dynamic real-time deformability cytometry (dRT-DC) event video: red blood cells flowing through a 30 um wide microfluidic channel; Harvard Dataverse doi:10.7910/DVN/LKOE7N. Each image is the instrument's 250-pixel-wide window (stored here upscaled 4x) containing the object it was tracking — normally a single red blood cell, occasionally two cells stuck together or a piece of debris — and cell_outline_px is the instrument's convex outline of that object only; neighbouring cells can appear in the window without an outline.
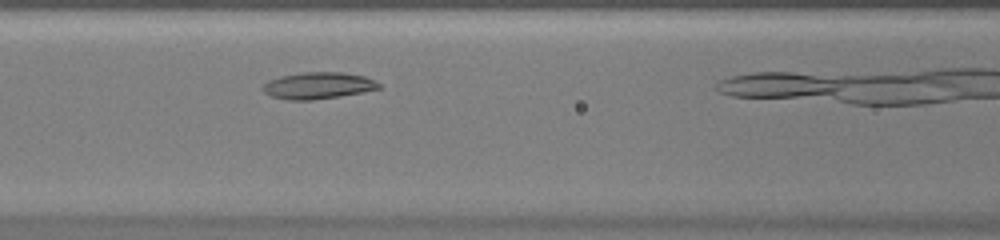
{"species": "common noctule bat (a hibernating species)", "species_latin": "Nyctalus noctula", "temperature_condition": "warm", "stored_images_in_passage": 27, "camera_frame_rate_fps": 3000, "um_per_image_px": 0.085, "animal": {"sex": "female", "body_mass_g": 20.0, "forearm_length_mm": 54.0}, "frame": {"image": 1, "passage_image": 7, "time_ms": 2.0, "image_size_px": [1000, 240], "cell_outline_px": [[380, 88], [364, 92], [340, 96], [312, 100], [288, 100], [272, 96], [264, 92], [260, 88], [268, 80], [280, 76], [300, 72], [344, 72], [364, 76], [380, 84]], "centroid_in_image_um": [27.0, 7.27], "position_along_channel_um": 139.6, "area_um2": 18.09}}
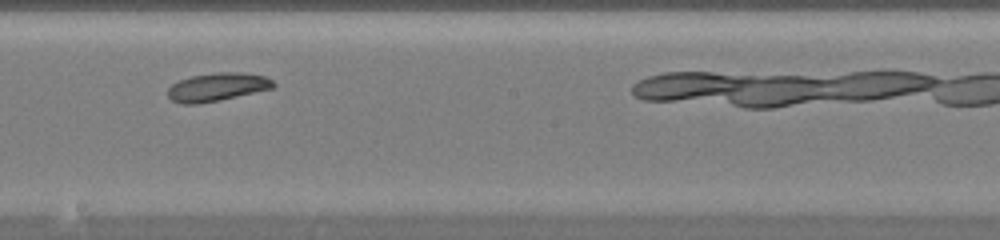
{"frame": {"image": 2, "passage_image": 14, "time_ms": 4.333, "image_size_px": [1000, 240], "cell_outline_px": [[276, 84], [272, 88], [220, 100], [200, 104], [180, 104], [172, 100], [168, 96], [168, 88], [172, 84], [180, 80], [192, 76], [216, 72], [244, 72], [264, 76], [272, 80]], "centroid_in_image_um": [18.45, 7.4], "position_along_channel_um": 229.8, "area_um2": 17.34}}
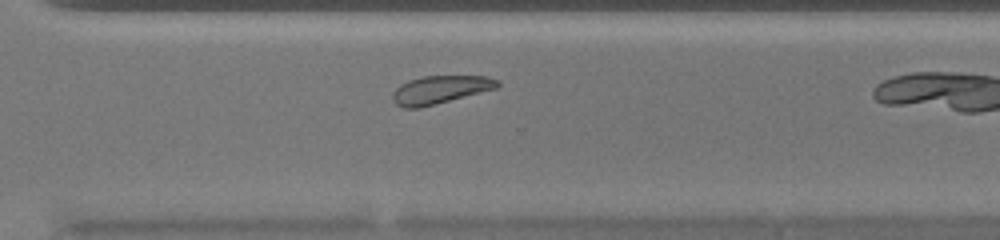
{"frame": {"image": 3, "passage_image": 22, "time_ms": 7.0, "image_size_px": [1000, 240], "cell_outline_px": [[500, 84], [496, 88], [436, 104], [420, 108], [404, 108], [396, 104], [392, 100], [392, 92], [400, 84], [408, 80], [424, 76], [488, 76], [500, 80]], "centroid_in_image_um": [37.39, 7.62], "position_along_channel_um": 333.2, "area_um2": 17.17}}